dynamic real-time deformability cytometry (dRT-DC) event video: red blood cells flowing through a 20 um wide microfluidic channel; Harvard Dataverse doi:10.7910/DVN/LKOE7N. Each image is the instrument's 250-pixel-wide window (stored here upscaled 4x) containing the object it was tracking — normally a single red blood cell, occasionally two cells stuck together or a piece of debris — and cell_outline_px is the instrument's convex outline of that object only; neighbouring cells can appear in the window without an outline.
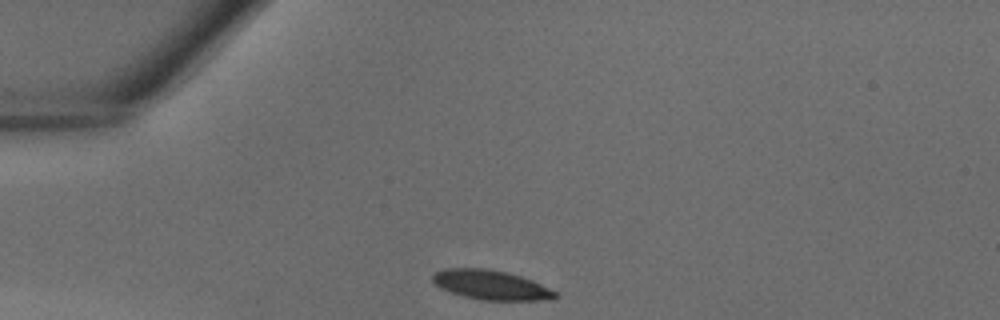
{"species": "common noctule bat (a hibernating species)", "species_latin": "Nyctalus noctula", "temperature_condition": "warm", "stored_images_in_passage": 26, "camera_frame_rate_fps": 3000, "um_per_image_px": 0.085, "animal": {"sex": "male", "body_mass_g": 18.8}, "frame": {"image": 1, "passage_image": 1, "time_ms": 0.0, "image_size_px": [1000, 320], "cell_outline_px": [[560, 296], [536, 300], [484, 300], [464, 296], [440, 288], [432, 280], [432, 276], [436, 272], [444, 268], [484, 268], [508, 272], [532, 280], [556, 292]], "centroid_in_image_um": [41.7, 24.2], "position_along_channel_um": 43.3, "area_um2": 20.75}}
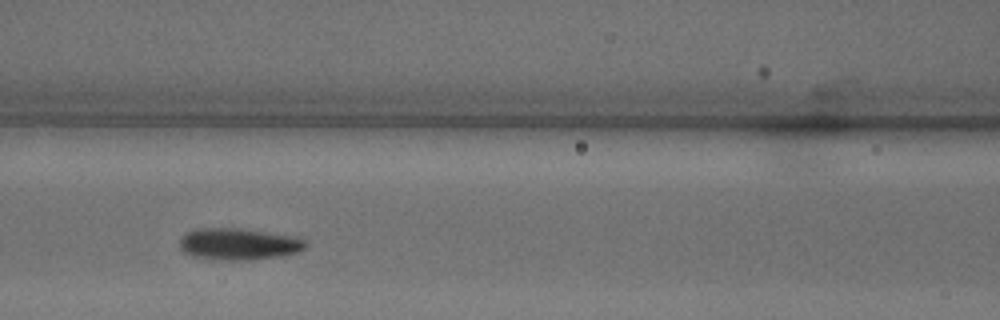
{"frame": {"image": 2, "passage_image": 9, "time_ms": 2.667, "image_size_px": [1000, 320], "cell_outline_px": [[308, 244], [304, 248], [296, 252], [280, 256], [252, 260], [224, 260], [192, 256], [184, 252], [180, 248], [180, 236], [196, 228], [240, 228], [296, 236], [304, 240]], "centroid_in_image_um": [20.28, 20.73], "position_along_channel_um": 146.3, "area_um2": 23.35}}
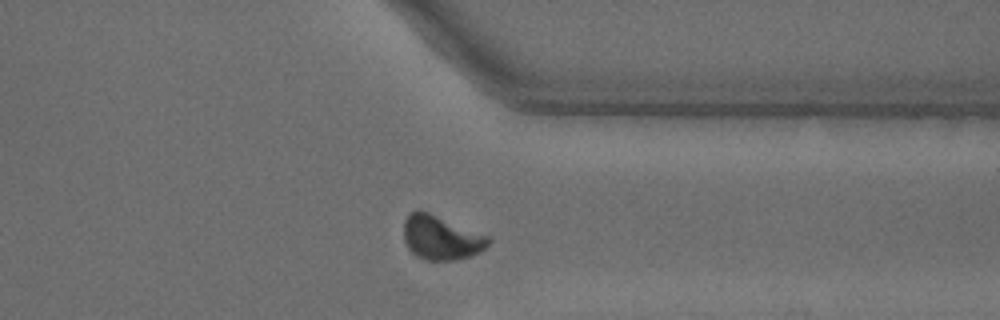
{"frame": {"image": 3, "passage_image": 23, "time_ms": 7.333, "image_size_px": [1000, 320], "cell_outline_px": [[492, 240], [480, 252], [472, 256], [456, 260], [428, 260], [416, 256], [408, 248], [404, 240], [404, 220], [416, 208], [420, 208], [492, 236]], "centroid_in_image_um": [37.53, 20.17], "position_along_channel_um": 373.9, "area_um2": 22.37}}